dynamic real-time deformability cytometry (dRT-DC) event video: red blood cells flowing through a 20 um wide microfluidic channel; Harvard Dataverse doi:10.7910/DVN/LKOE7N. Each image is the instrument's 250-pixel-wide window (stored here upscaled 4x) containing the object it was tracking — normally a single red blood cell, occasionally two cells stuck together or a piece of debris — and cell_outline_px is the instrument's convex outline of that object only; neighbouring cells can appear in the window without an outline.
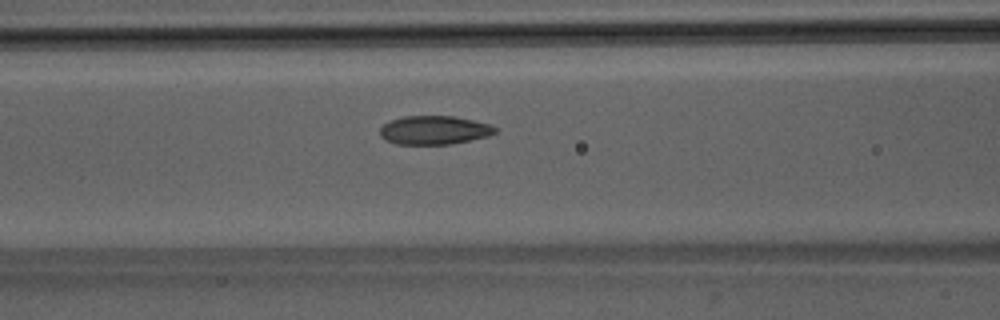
{"species": "Egyptian fruit bat (a non-hibernating species)", "species_latin": "Rousettus aegyptiacus", "temperature_condition": "room temperature", "stored_images_in_passage": 38, "camera_frame_rate_fps": 3000, "um_per_image_px": 0.085, "animal": {"sex": "male"}, "frame": {"image": 1, "passage_image": 14, "time_ms": 4.333, "image_size_px": [1000, 320], "cell_outline_px": [[496, 132], [488, 136], [452, 144], [396, 144], [384, 140], [380, 136], [380, 128], [388, 120], [404, 116], [452, 116], [472, 120], [488, 124], [496, 128]], "centroid_in_image_um": [36.85, 11.06], "position_along_channel_um": 129.7, "area_um2": 19.25}}
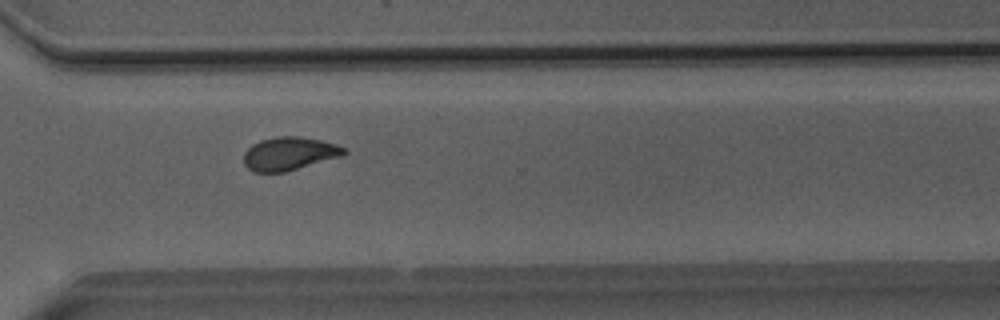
{"frame": {"image": 2, "passage_image": 30, "time_ms": 9.667, "image_size_px": [1000, 320], "cell_outline_px": [[348, 152], [344, 156], [284, 172], [252, 172], [244, 164], [244, 152], [252, 144], [260, 140], [276, 136], [300, 136], [320, 140], [336, 144], [348, 148]], "centroid_in_image_um": [24.62, 13.05], "position_along_channel_um": 346.0, "area_um2": 19.71}}
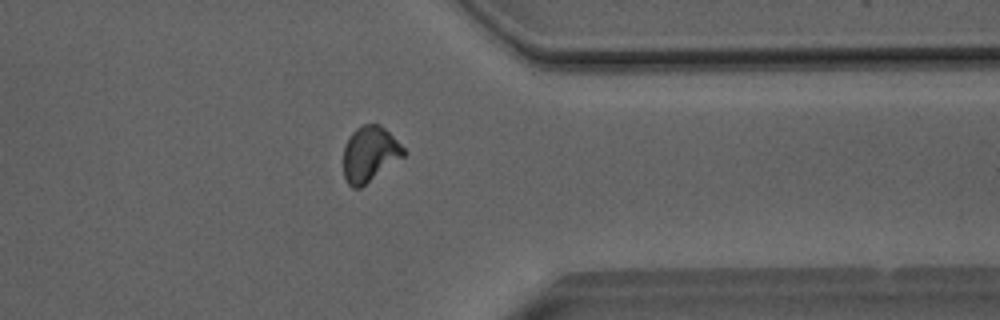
{"frame": {"image": 3, "passage_image": 33, "time_ms": 10.667, "image_size_px": [1000, 320], "cell_outline_px": [[408, 152], [404, 156], [360, 188], [352, 188], [348, 184], [344, 176], [344, 144], [352, 132], [356, 128], [364, 124], [380, 124]], "centroid_in_image_um": [31.41, 13.09], "position_along_channel_um": 380.0, "area_um2": 19.31}}